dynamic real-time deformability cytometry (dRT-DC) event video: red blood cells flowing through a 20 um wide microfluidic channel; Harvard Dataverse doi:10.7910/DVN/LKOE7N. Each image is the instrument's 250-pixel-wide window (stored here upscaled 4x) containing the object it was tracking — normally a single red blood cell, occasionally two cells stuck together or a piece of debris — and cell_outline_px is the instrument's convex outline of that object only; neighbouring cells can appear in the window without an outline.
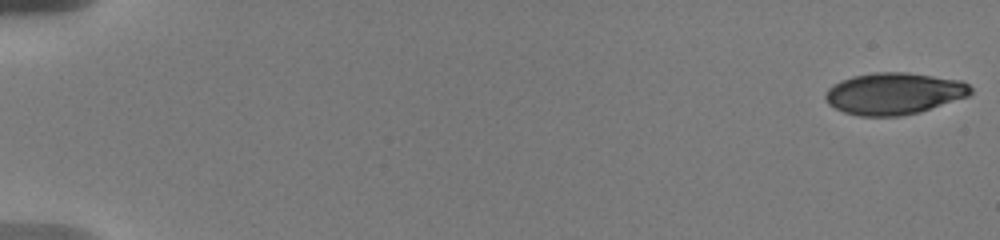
{"species": "human", "species_latin": "Homo sapiens", "temperature_condition": "warm", "stored_images_in_passage": 23, "camera_frame_rate_fps": 3000, "um_per_image_px": 0.085, "donor": {"sex": "male"}, "frame": {"image": 1, "passage_image": 1, "time_ms": 0.0, "image_size_px": [1000, 240], "cell_outline_px": [[972, 92], [968, 96], [920, 112], [900, 116], [860, 116], [844, 112], [828, 104], [824, 96], [828, 88], [832, 84], [840, 80], [852, 76], [876, 72], [908, 72], [960, 80], [968, 84], [972, 88]], "centroid_in_image_um": [75.97, 7.94], "position_along_channel_um": 9.0, "area_um2": 35.43}}
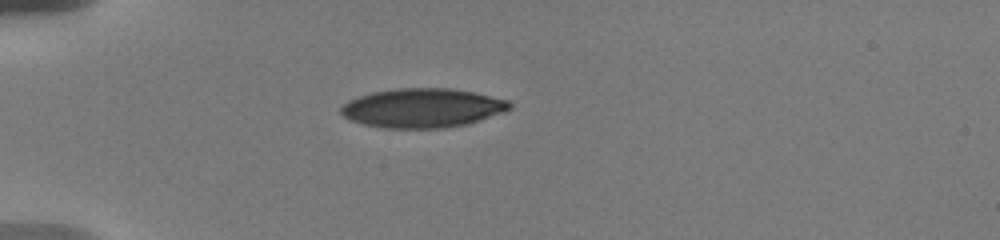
{"frame": {"image": 2, "passage_image": 17, "time_ms": 5.333, "image_size_px": [1000, 240], "cell_outline_px": [[512, 108], [504, 112], [468, 124], [444, 128], [384, 128], [364, 124], [352, 120], [344, 116], [340, 112], [340, 108], [348, 100], [372, 92], [396, 88], [448, 88], [472, 92], [508, 100], [512, 104]], "centroid_in_image_um": [35.92, 9.18], "position_along_channel_um": 49.1, "area_um2": 38.44}}
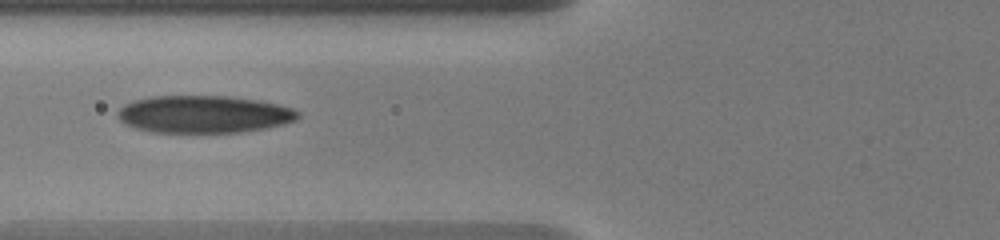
{"frame": {"image": 3, "passage_image": 22, "time_ms": 7.667, "image_size_px": [1000, 240], "cell_outline_px": [[300, 116], [296, 120], [284, 124], [264, 128], [240, 132], [152, 132], [136, 128], [124, 124], [116, 116], [116, 112], [124, 104], [132, 100], [152, 96], [228, 96], [260, 100], [292, 108], [300, 112]], "centroid_in_image_um": [17.3, 9.7], "position_along_channel_um": 108.5, "area_um2": 39.48}}